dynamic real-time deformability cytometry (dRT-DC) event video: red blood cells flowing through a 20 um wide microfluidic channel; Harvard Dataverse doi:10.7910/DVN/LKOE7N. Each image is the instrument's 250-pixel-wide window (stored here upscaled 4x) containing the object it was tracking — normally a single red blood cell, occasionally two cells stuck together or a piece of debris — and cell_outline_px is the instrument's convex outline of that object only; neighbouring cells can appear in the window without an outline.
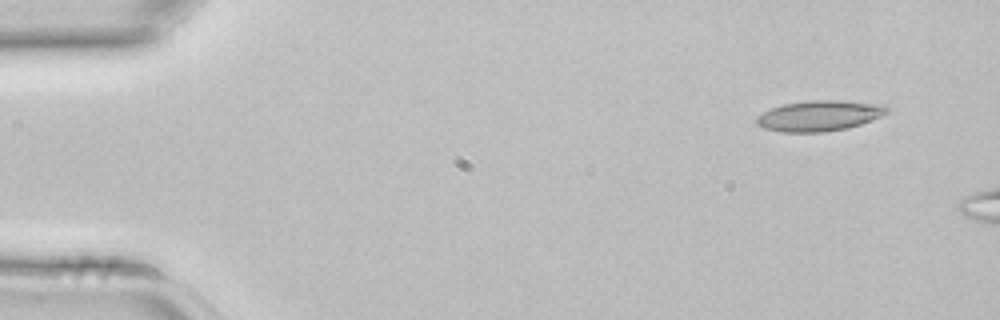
{"species": "common noctule bat (a hibernating species)", "species_latin": "Nyctalus noctula", "temperature_condition": "room temperature", "stored_images_in_passage": 3, "camera_frame_rate_fps": 3000, "um_per_image_px": 0.085, "animal": {"sex": "female", "body_mass_g": 22.7, "forearm_length_mm": 54.2}, "frame": {"image": 1, "passage_image": 1, "time_ms": 0.0, "image_size_px": [1000, 320], "cell_outline_px": [[888, 112], [880, 116], [860, 124], [848, 128], [824, 132], [780, 132], [764, 128], [756, 124], [756, 116], [772, 108], [784, 104], [812, 100], [840, 100], [884, 104], [888, 108]], "centroid_in_image_um": [69.64, 9.84], "position_along_channel_um": 15.4, "area_um2": 23.18}}